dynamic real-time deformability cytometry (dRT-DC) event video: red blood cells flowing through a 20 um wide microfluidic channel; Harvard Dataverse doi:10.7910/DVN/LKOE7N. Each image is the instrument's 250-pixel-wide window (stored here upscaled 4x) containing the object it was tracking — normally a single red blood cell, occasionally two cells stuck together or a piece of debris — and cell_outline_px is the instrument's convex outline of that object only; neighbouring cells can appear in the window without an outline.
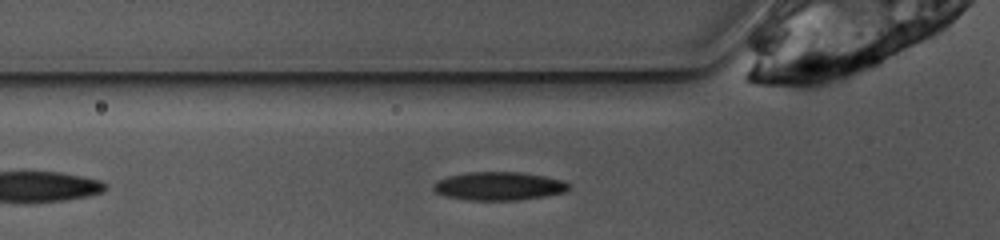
{"species": "common noctule bat (a hibernating species)", "species_latin": "Nyctalus noctula", "temperature_condition": "warm", "stored_images_in_passage": 25, "camera_frame_rate_fps": 3000, "um_per_image_px": 0.085, "animal": {"sex": "female", "body_mass_g": 10.0, "forearm_length_mm": 53.1}, "frame": {"image": 1, "passage_image": 3, "time_ms": 0.667, "image_size_px": [1000, 240], "cell_outline_px": [[568, 188], [564, 192], [544, 196], [516, 200], [468, 200], [444, 196], [436, 192], [432, 188], [432, 184], [436, 180], [448, 176], [468, 172], [520, 172], [544, 176], [564, 180], [568, 184]], "centroid_in_image_um": [42.34, 15.81], "position_along_channel_um": 83.5, "area_um2": 22.37}}
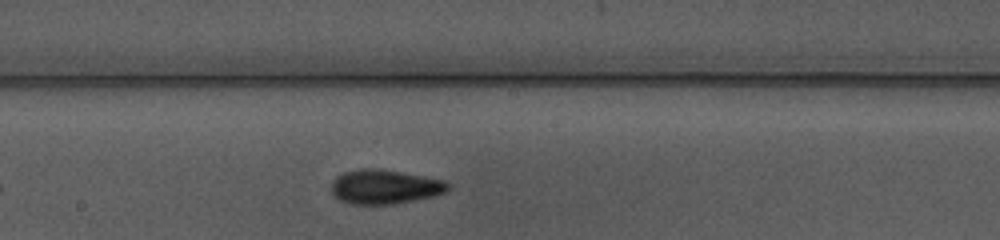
{"frame": {"image": 2, "passage_image": 13, "time_ms": 4.0, "image_size_px": [1000, 240], "cell_outline_px": [[448, 188], [444, 192], [432, 196], [392, 204], [348, 204], [340, 200], [332, 192], [332, 180], [336, 176], [344, 172], [360, 168], [372, 168], [400, 172], [424, 176], [444, 180], [448, 184]], "centroid_in_image_um": [32.65, 15.87], "position_along_channel_um": 215.6, "area_um2": 23.0}}
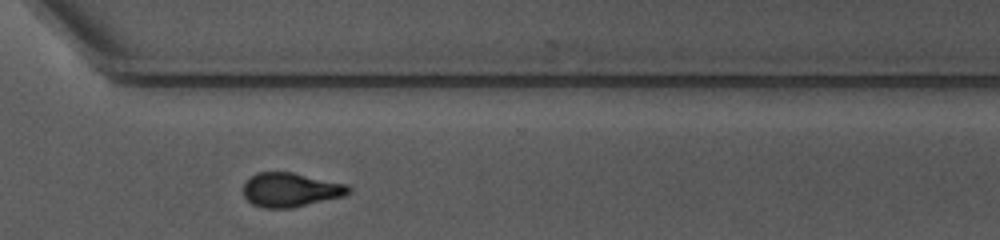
{"frame": {"image": 3, "passage_image": 23, "time_ms": 7.333, "image_size_px": [1000, 240], "cell_outline_px": [[352, 192], [344, 196], [292, 208], [264, 208], [252, 204], [244, 196], [244, 180], [256, 172], [292, 172], [348, 184], [352, 188]], "centroid_in_image_um": [24.71, 16.13], "position_along_channel_um": 345.9, "area_um2": 21.21}, "authors_computed_cell_mechanics": {"area_um2": 22.1952, "velocity_mm_per_s": 3.9242, "shape_relaxation_time_tau1_ms": 3.627, "shape_relaxation_time_tau2_ms": 4.0892, "deformation_change_tau1": 0.1578, "deformation_change_tau2": 0.1178}}